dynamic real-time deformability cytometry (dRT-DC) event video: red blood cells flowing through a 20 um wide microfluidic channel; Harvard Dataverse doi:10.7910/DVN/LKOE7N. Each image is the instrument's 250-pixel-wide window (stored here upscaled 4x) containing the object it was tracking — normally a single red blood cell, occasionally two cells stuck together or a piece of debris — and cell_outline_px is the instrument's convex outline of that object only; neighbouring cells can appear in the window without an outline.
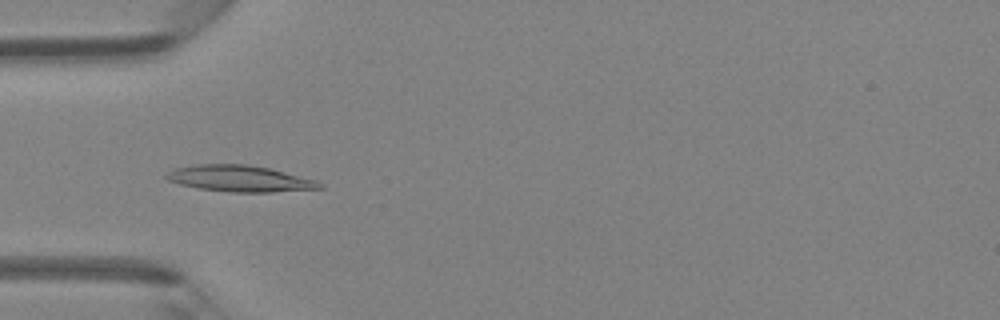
{"species": "Egyptian fruit bat (a non-hibernating species)", "species_latin": "Rousettus aegyptiacus", "temperature_condition": "room temperature", "stored_images_in_passage": 47, "camera_frame_rate_fps": 3000, "um_per_image_px": 0.085, "animal": {"sex": "female"}, "frame": {"image": 1, "passage_image": 15, "time_ms": 4.667, "image_size_px": [1000, 320], "cell_outline_px": [[324, 188], [272, 192], [232, 192], [200, 188], [180, 184], [168, 180], [164, 176], [168, 172], [176, 168], [196, 164], [248, 164], [268, 168], [316, 180], [324, 184]], "centroid_in_image_um": [20.4, 15.18], "position_along_channel_um": 64.6, "area_um2": 23.29}}
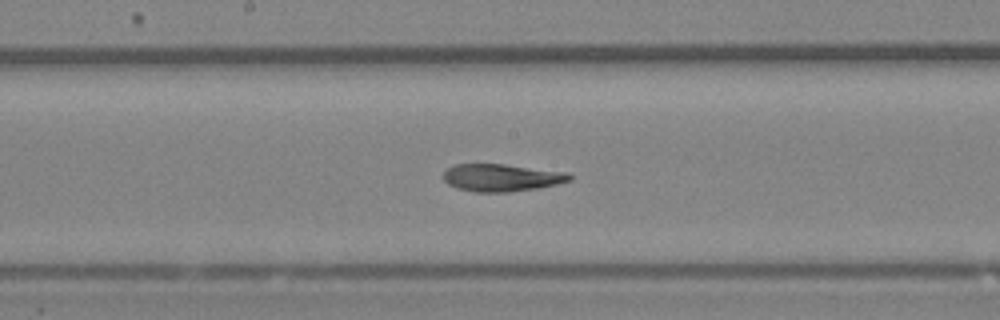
{"frame": {"image": 2, "passage_image": 25, "time_ms": 8.0, "image_size_px": [1000, 320], "cell_outline_px": [[572, 180], [540, 188], [508, 192], [472, 192], [456, 188], [448, 184], [444, 180], [444, 172], [448, 168], [456, 164], [504, 164], [568, 172], [572, 176]], "centroid_in_image_um": [42.65, 15.1], "position_along_channel_um": 205.6, "area_um2": 20.29}}
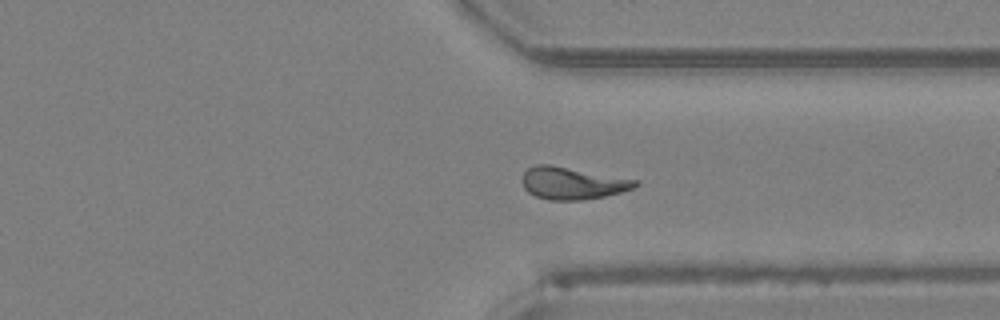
{"frame": {"image": 3, "passage_image": 36, "time_ms": 11.667, "image_size_px": [1000, 320], "cell_outline_px": [[640, 184], [632, 188], [620, 192], [604, 196], [580, 200], [548, 200], [536, 196], [528, 192], [524, 188], [520, 180], [524, 172], [528, 168], [536, 164], [548, 164], [640, 180]], "centroid_in_image_um": [48.63, 15.56], "position_along_channel_um": 362.8, "area_um2": 21.27}, "authors_computed_cell_mechanics": {"area_um2": 20.808, "velocity_mm_per_s": 4.2627, "shape_relaxation_time_tau1_ms": null, "shape_relaxation_time_tau2_ms": 3.2744, "deformation_change_tau1": null, "deformation_change_tau2": 0.082}}